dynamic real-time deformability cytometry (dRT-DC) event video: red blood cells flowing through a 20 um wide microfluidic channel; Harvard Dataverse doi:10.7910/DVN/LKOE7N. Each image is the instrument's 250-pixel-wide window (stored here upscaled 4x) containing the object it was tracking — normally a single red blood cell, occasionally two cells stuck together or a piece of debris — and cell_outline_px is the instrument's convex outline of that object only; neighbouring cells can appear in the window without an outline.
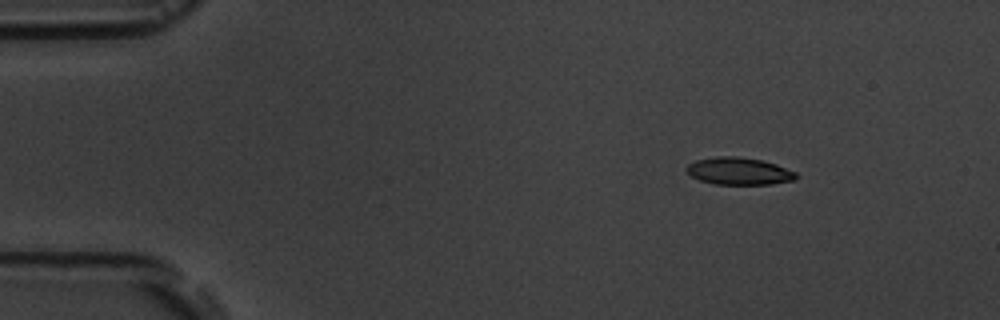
{"species": "common noctule bat (a hibernating species)", "species_latin": "Nyctalus noctula", "temperature_condition": "room temperature", "stored_images_in_passage": 4, "camera_frame_rate_fps": 3000, "um_per_image_px": 0.085, "animal": {"sex": "male", "body_mass_g": 19.5, "forearm_length_mm": 54.6}, "frame": {"image": 1, "passage_image": 2, "time_ms": 2.0, "image_size_px": [1000, 320], "cell_outline_px": [[800, 176], [796, 180], [772, 184], [716, 184], [700, 180], [692, 176], [688, 172], [688, 164], [696, 160], [716, 156], [736, 156], [760, 160], [776, 164], [796, 172]], "centroid_in_image_um": [62.87, 14.55], "position_along_channel_um": 22.1, "area_um2": 17.34}}